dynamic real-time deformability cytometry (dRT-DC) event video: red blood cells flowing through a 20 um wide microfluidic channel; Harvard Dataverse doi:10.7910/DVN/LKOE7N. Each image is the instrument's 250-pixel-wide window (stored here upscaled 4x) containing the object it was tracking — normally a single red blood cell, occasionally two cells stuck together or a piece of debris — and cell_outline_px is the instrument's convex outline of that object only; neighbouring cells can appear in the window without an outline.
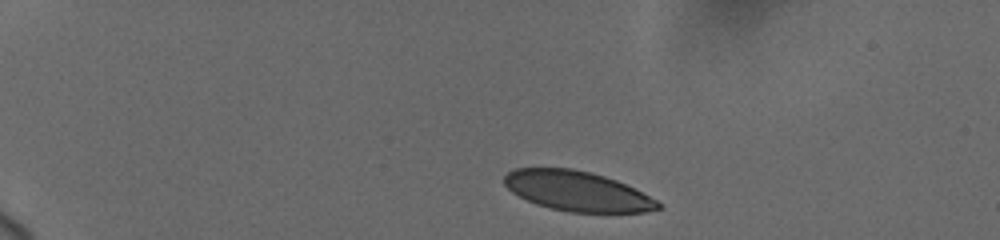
{"species": "human", "species_latin": "Homo sapiens", "temperature_condition": "cold", "stored_images_in_passage": 20, "camera_frame_rate_fps": 3000, "um_per_image_px": 0.085, "donor": {"sex": "female"}, "frame": {"image": 1, "passage_image": 1, "time_ms": 0.0, "image_size_px": [1000, 240], "cell_outline_px": [[664, 208], [644, 212], [568, 212], [536, 204], [512, 192], [504, 184], [504, 176], [508, 172], [516, 168], [572, 168], [604, 176], [616, 180], [656, 200]], "centroid_in_image_um": [49.04, 16.24], "position_along_channel_um": 36.0, "area_um2": 35.32}}
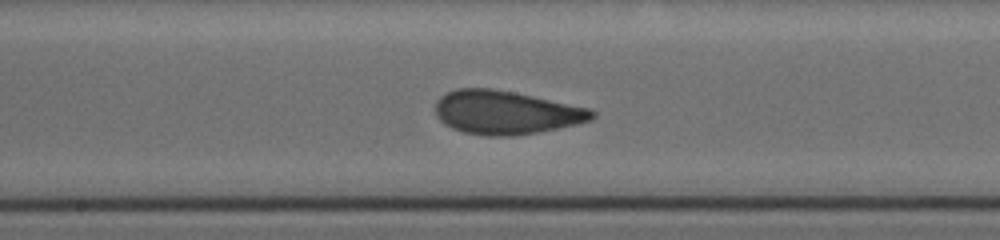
{"frame": {"image": 2, "passage_image": 11, "time_ms": 7.0, "image_size_px": [1000, 240], "cell_outline_px": [[596, 116], [592, 120], [560, 128], [540, 132], [512, 136], [488, 136], [464, 132], [452, 128], [444, 124], [436, 116], [436, 100], [440, 96], [456, 88], [492, 88], [592, 108], [596, 112]], "centroid_in_image_um": [43.02, 9.56], "position_along_channel_um": 205.2, "area_um2": 39.94}}
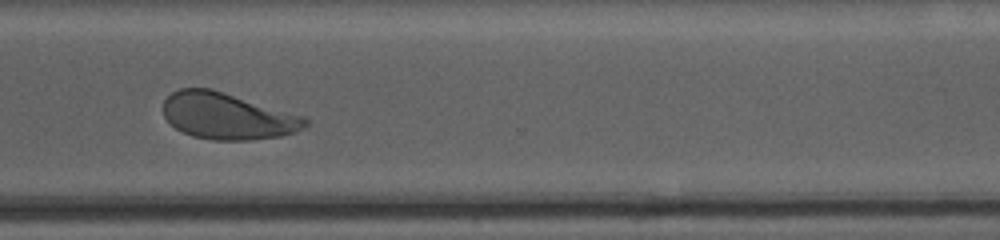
{"frame": {"image": 3, "passage_image": 19, "time_ms": 11.0, "image_size_px": [1000, 240], "cell_outline_px": [[308, 124], [304, 128], [296, 132], [280, 136], [248, 140], [212, 140], [192, 136], [176, 128], [164, 116], [164, 100], [172, 92], [180, 88], [212, 88], [304, 116], [308, 120]], "centroid_in_image_um": [19.35, 9.86], "position_along_channel_um": 351.3, "area_um2": 38.44}}